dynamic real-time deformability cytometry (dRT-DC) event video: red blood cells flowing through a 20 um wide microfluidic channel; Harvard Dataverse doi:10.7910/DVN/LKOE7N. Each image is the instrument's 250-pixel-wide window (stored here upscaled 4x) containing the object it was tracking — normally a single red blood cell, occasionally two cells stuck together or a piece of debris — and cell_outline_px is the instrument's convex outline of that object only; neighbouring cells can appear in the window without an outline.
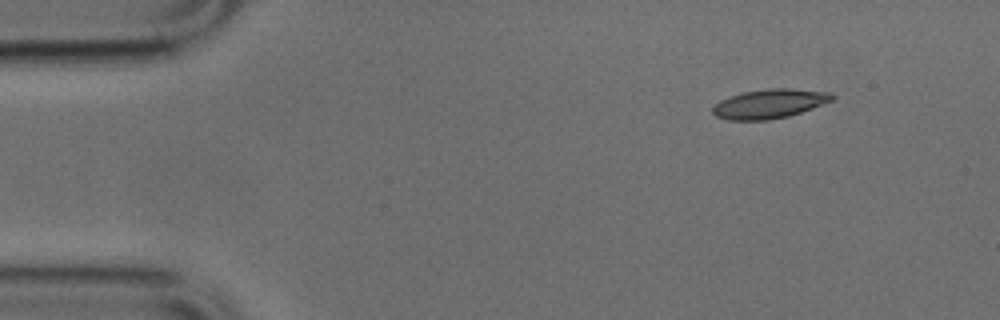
{"species": "common noctule bat (a hibernating species)", "species_latin": "Nyctalus noctula", "temperature_condition": "cold", "stored_images_in_passage": 46, "camera_frame_rate_fps": 3000, "um_per_image_px": 0.085, "animal": {"sex": "male", "body_mass_g": 17.9, "forearm_length_mm": 54.2}, "frame": {"image": 1, "passage_image": 1, "time_ms": 0.0, "image_size_px": [1000, 320], "cell_outline_px": [[836, 96], [832, 100], [812, 108], [788, 116], [768, 120], [728, 120], [716, 116], [712, 112], [712, 108], [720, 100], [728, 96], [740, 92], [768, 88], [792, 88], [832, 92]], "centroid_in_image_um": [65.4, 8.8], "position_along_channel_um": 19.6, "area_um2": 20.52}}
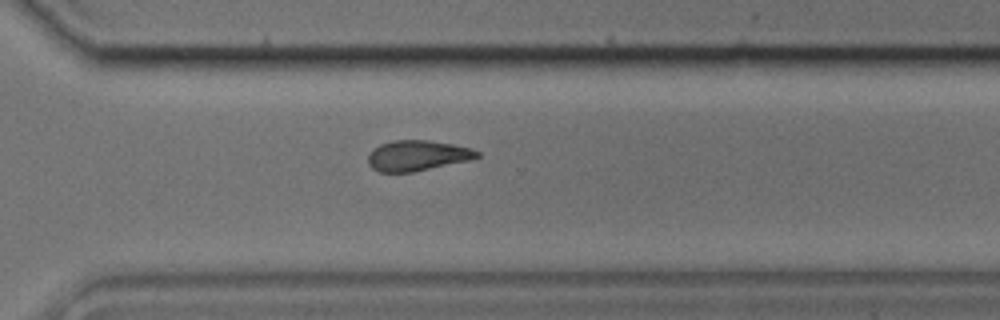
{"frame": {"image": 2, "passage_image": 31, "time_ms": 10.0, "image_size_px": [1000, 320], "cell_outline_px": [[480, 156], [472, 160], [412, 172], [380, 172], [372, 168], [368, 164], [368, 152], [372, 148], [380, 144], [392, 140], [428, 140], [452, 144], [472, 148], [480, 152]], "centroid_in_image_um": [35.47, 13.22], "position_along_channel_um": 335.1, "area_um2": 19.59}}
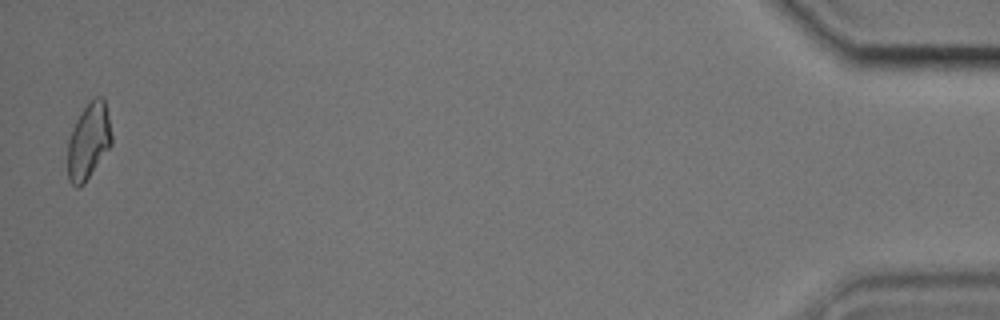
{"frame": {"image": 3, "passage_image": 45, "time_ms": 14.667, "image_size_px": [1000, 320], "cell_outline_px": [[112, 144], [84, 184], [80, 188], [76, 188], [68, 180], [68, 140], [72, 128], [80, 112], [96, 96], [104, 96], [112, 136]], "centroid_in_image_um": [7.52, 12.01], "position_along_channel_um": 427.7, "area_um2": 19.54}}